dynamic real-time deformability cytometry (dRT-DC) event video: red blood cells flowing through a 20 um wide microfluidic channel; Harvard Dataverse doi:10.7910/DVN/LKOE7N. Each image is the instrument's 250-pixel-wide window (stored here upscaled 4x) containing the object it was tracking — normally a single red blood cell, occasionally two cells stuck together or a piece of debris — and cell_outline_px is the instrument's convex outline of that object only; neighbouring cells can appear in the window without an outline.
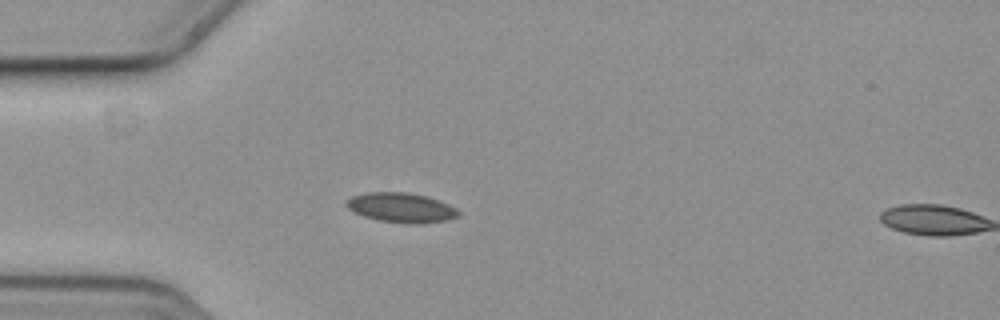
{"species": "common noctule bat (a hibernating species)", "species_latin": "Nyctalus noctula", "temperature_condition": "cold", "stored_images_in_passage": 5, "segment_of_instrument_passage": [1, 2], "camera_frame_rate_fps": 3000, "um_per_image_px": 0.085, "animal": {"sex": "female", "body_mass_g": 19.3, "forearm_length_mm": 54.1}, "frame": {"image": 1, "passage_image": 4, "time_ms": 1.0, "image_size_px": [1000, 320], "cell_outline_px": [[460, 216], [448, 220], [420, 224], [408, 224], [380, 220], [364, 216], [352, 212], [344, 204], [344, 200], [352, 196], [368, 192], [408, 192], [428, 196], [440, 200], [456, 208], [460, 212]], "centroid_in_image_um": [34.11, 17.64], "position_along_channel_um": 50.9, "area_um2": 19.71}}